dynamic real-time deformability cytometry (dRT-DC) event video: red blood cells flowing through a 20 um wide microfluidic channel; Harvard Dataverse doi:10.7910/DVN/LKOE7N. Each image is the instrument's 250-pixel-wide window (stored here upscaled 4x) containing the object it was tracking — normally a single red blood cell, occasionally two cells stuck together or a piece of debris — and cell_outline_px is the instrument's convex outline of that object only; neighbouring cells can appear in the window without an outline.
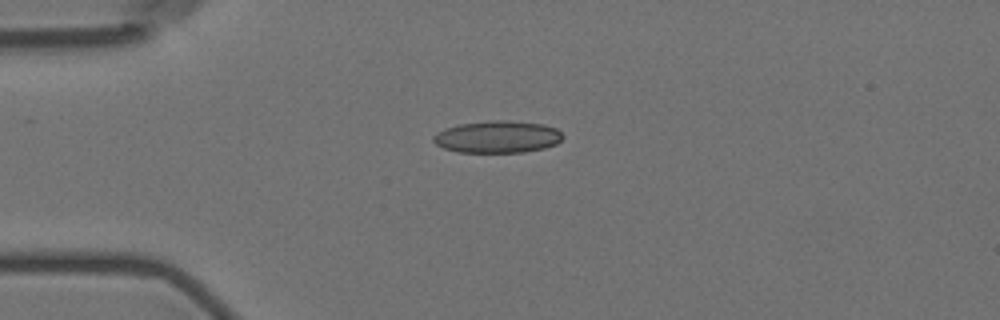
{"species": "Egyptian fruit bat (a non-hibernating species)", "species_latin": "Rousettus aegyptiacus", "temperature_condition": "room temperature", "stored_images_in_passage": 13, "camera_frame_rate_fps": 3000, "um_per_image_px": 0.085, "animal": {"sex": "female"}, "frame": {"image": 1, "passage_image": 2, "time_ms": 2.0, "image_size_px": [1000, 320], "cell_outline_px": [[564, 136], [556, 144], [544, 148], [524, 152], [460, 152], [444, 148], [436, 144], [432, 140], [432, 136], [436, 132], [444, 128], [460, 124], [492, 120], [508, 120], [544, 124], [556, 128]], "centroid_in_image_um": [42.28, 11.62], "position_along_channel_um": 42.7, "area_um2": 24.28}}
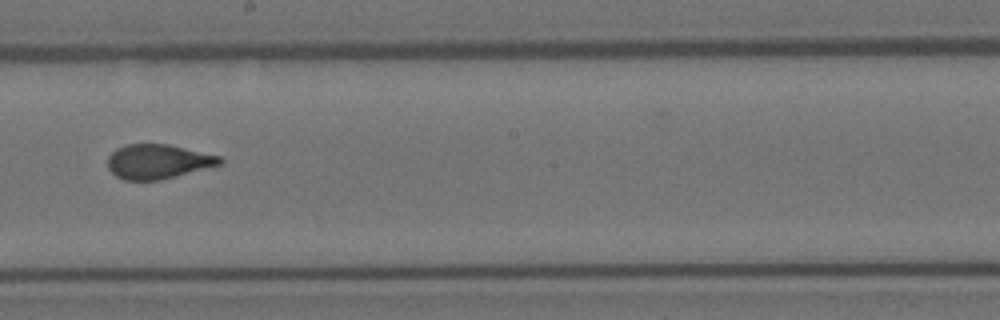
{"frame": {"image": 2, "passage_image": 7, "time_ms": 8.0, "image_size_px": [1000, 320], "cell_outline_px": [[224, 164], [160, 180], [124, 180], [116, 176], [108, 168], [108, 156], [116, 148], [124, 144], [168, 144], [220, 156], [224, 160]], "centroid_in_image_um": [13.44, 13.73], "position_along_channel_um": 234.8, "area_um2": 22.66}}
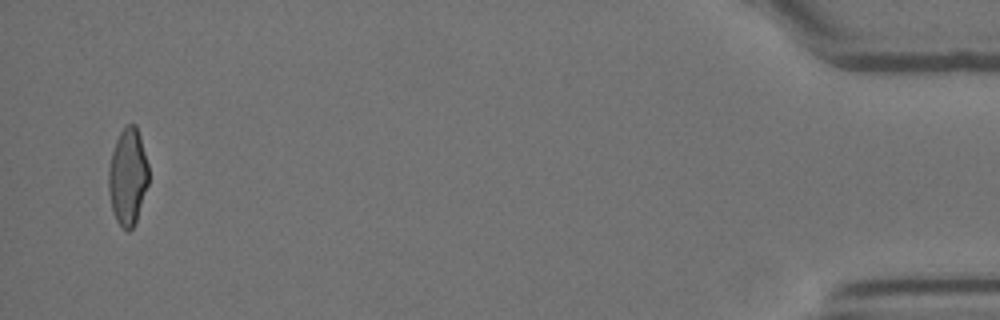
{"frame": {"image": 3, "passage_image": 13, "time_ms": 15.667, "image_size_px": [1000, 320], "cell_outline_px": [[148, 184], [136, 224], [128, 232], [116, 220], [112, 208], [108, 192], [108, 168], [112, 152], [116, 140], [120, 132], [128, 124], [136, 124], [140, 136], [148, 164]], "centroid_in_image_um": [10.86, 15.03], "position_along_channel_um": 424.3, "area_um2": 22.66}, "authors_computed_cell_mechanics": {"area_um2": 23.2934, "velocity_mm_per_s": 3.5732, "shape_relaxation_time_tau1_ms": 7.027, "shape_relaxation_time_tau2_ms": null, "deformation_change_tau1": 0.15, "deformation_change_tau2": null}}